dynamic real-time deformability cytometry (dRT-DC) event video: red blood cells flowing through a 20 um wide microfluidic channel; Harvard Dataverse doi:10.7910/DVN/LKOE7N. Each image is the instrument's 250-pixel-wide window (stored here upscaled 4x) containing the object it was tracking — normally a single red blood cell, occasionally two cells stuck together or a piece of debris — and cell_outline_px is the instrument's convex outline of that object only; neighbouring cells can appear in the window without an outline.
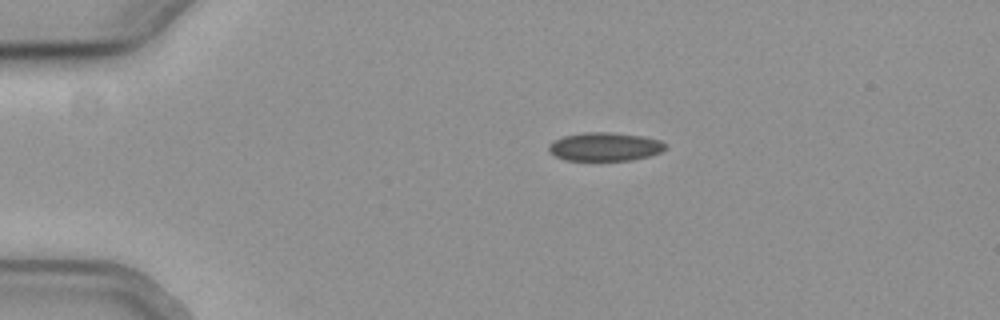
{"species": "common noctule bat (a hibernating species)", "species_latin": "Nyctalus noctula", "temperature_condition": "cold", "stored_images_in_passage": 44, "camera_frame_rate_fps": 3000, "um_per_image_px": 0.085, "animal": {"sex": "female", "body_mass_g": 19.3, "forearm_length_mm": 54.1}, "frame": {"image": 1, "passage_image": 1, "time_ms": 0.0, "image_size_px": [1000, 320], "cell_outline_px": [[668, 148], [660, 152], [648, 156], [632, 160], [568, 160], [556, 156], [548, 152], [548, 148], [556, 140], [564, 136], [584, 132], [608, 132], [644, 136], [660, 140], [668, 144]], "centroid_in_image_um": [51.48, 12.46], "position_along_channel_um": 33.5, "area_um2": 19.31}}
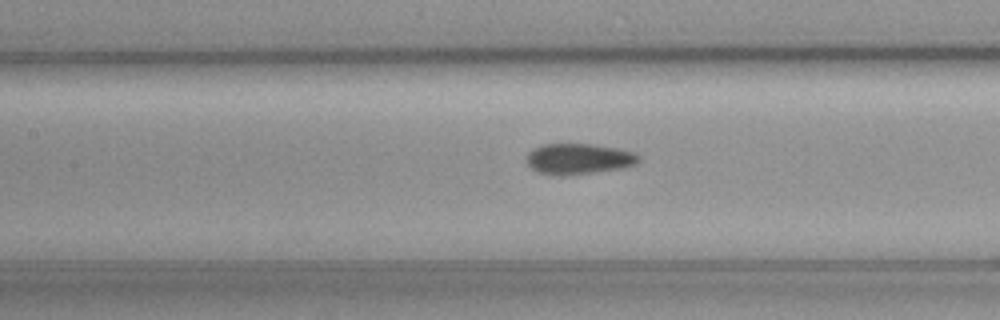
{"frame": {"image": 2, "passage_image": 15, "time_ms": 4.667, "image_size_px": [1000, 320], "cell_outline_px": [[640, 160], [636, 164], [620, 168], [568, 176], [552, 176], [536, 172], [524, 160], [524, 156], [532, 148], [540, 144], [592, 144], [620, 148], [632, 152], [640, 156]], "centroid_in_image_um": [49.11, 13.51], "position_along_channel_um": 158.3, "area_um2": 20.58}}
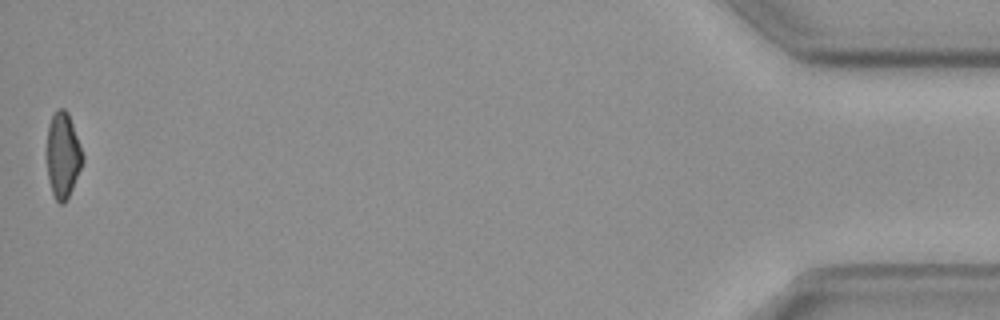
{"frame": {"image": 3, "passage_image": 44, "time_ms": 14.333, "image_size_px": [1000, 320], "cell_outline_px": [[84, 160], [72, 188], [64, 204], [60, 204], [56, 200], [52, 192], [48, 176], [48, 124], [52, 116], [60, 108], [64, 108], [68, 112], [84, 156]], "centroid_in_image_um": [5.36, 13.19], "position_along_channel_um": 429.8, "area_um2": 17.4}, "authors_computed_cell_mechanics": {"area_um2": 19.7387, "velocity_mm_per_s": 3.8107, "shape_relaxation_time_tau1_ms": null, "shape_relaxation_time_tau2_ms": 4.4796, "deformation_change_tau1": null, "deformation_change_tau2": 0.0773}}